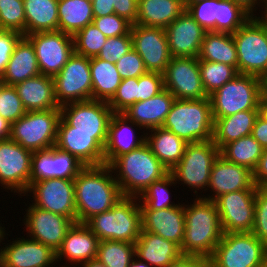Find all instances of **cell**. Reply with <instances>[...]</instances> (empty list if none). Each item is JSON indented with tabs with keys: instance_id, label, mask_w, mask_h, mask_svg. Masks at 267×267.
<instances>
[{
	"instance_id": "56",
	"label": "cell",
	"mask_w": 267,
	"mask_h": 267,
	"mask_svg": "<svg viewBox=\"0 0 267 267\" xmlns=\"http://www.w3.org/2000/svg\"><path fill=\"white\" fill-rule=\"evenodd\" d=\"M167 267H211L209 258L199 255H181Z\"/></svg>"
},
{
	"instance_id": "33",
	"label": "cell",
	"mask_w": 267,
	"mask_h": 267,
	"mask_svg": "<svg viewBox=\"0 0 267 267\" xmlns=\"http://www.w3.org/2000/svg\"><path fill=\"white\" fill-rule=\"evenodd\" d=\"M185 9V0H138L135 24L165 29Z\"/></svg>"
},
{
	"instance_id": "52",
	"label": "cell",
	"mask_w": 267,
	"mask_h": 267,
	"mask_svg": "<svg viewBox=\"0 0 267 267\" xmlns=\"http://www.w3.org/2000/svg\"><path fill=\"white\" fill-rule=\"evenodd\" d=\"M115 65L122 79L138 78L148 72L140 55L133 48L124 54Z\"/></svg>"
},
{
	"instance_id": "30",
	"label": "cell",
	"mask_w": 267,
	"mask_h": 267,
	"mask_svg": "<svg viewBox=\"0 0 267 267\" xmlns=\"http://www.w3.org/2000/svg\"><path fill=\"white\" fill-rule=\"evenodd\" d=\"M134 244L135 257L153 267H167L182 255L177 244L146 231Z\"/></svg>"
},
{
	"instance_id": "20",
	"label": "cell",
	"mask_w": 267,
	"mask_h": 267,
	"mask_svg": "<svg viewBox=\"0 0 267 267\" xmlns=\"http://www.w3.org/2000/svg\"><path fill=\"white\" fill-rule=\"evenodd\" d=\"M84 167L74 155L56 146L34 151L31 156L30 183L49 178L74 180Z\"/></svg>"
},
{
	"instance_id": "11",
	"label": "cell",
	"mask_w": 267,
	"mask_h": 267,
	"mask_svg": "<svg viewBox=\"0 0 267 267\" xmlns=\"http://www.w3.org/2000/svg\"><path fill=\"white\" fill-rule=\"evenodd\" d=\"M220 155L219 148L212 140L188 143L181 160L170 170L174 180L182 181L195 191L208 190L212 166ZM206 188V189H205Z\"/></svg>"
},
{
	"instance_id": "34",
	"label": "cell",
	"mask_w": 267,
	"mask_h": 267,
	"mask_svg": "<svg viewBox=\"0 0 267 267\" xmlns=\"http://www.w3.org/2000/svg\"><path fill=\"white\" fill-rule=\"evenodd\" d=\"M150 132L149 136H147L148 133H145V142L153 154L170 171L181 160L188 143L163 127L150 129Z\"/></svg>"
},
{
	"instance_id": "62",
	"label": "cell",
	"mask_w": 267,
	"mask_h": 267,
	"mask_svg": "<svg viewBox=\"0 0 267 267\" xmlns=\"http://www.w3.org/2000/svg\"><path fill=\"white\" fill-rule=\"evenodd\" d=\"M81 265L83 267H106V265L100 262L97 258L89 260Z\"/></svg>"
},
{
	"instance_id": "47",
	"label": "cell",
	"mask_w": 267,
	"mask_h": 267,
	"mask_svg": "<svg viewBox=\"0 0 267 267\" xmlns=\"http://www.w3.org/2000/svg\"><path fill=\"white\" fill-rule=\"evenodd\" d=\"M26 112L14 86L3 84L0 88V116L12 124Z\"/></svg>"
},
{
	"instance_id": "21",
	"label": "cell",
	"mask_w": 267,
	"mask_h": 267,
	"mask_svg": "<svg viewBox=\"0 0 267 267\" xmlns=\"http://www.w3.org/2000/svg\"><path fill=\"white\" fill-rule=\"evenodd\" d=\"M206 32L185 9L165 28L171 57H198Z\"/></svg>"
},
{
	"instance_id": "65",
	"label": "cell",
	"mask_w": 267,
	"mask_h": 267,
	"mask_svg": "<svg viewBox=\"0 0 267 267\" xmlns=\"http://www.w3.org/2000/svg\"><path fill=\"white\" fill-rule=\"evenodd\" d=\"M262 98L267 100V74L262 78Z\"/></svg>"
},
{
	"instance_id": "12",
	"label": "cell",
	"mask_w": 267,
	"mask_h": 267,
	"mask_svg": "<svg viewBox=\"0 0 267 267\" xmlns=\"http://www.w3.org/2000/svg\"><path fill=\"white\" fill-rule=\"evenodd\" d=\"M55 99L59 107L92 99L90 58L73 53L53 77Z\"/></svg>"
},
{
	"instance_id": "5",
	"label": "cell",
	"mask_w": 267,
	"mask_h": 267,
	"mask_svg": "<svg viewBox=\"0 0 267 267\" xmlns=\"http://www.w3.org/2000/svg\"><path fill=\"white\" fill-rule=\"evenodd\" d=\"M213 116L209 97L175 99L162 125L187 143L212 140Z\"/></svg>"
},
{
	"instance_id": "38",
	"label": "cell",
	"mask_w": 267,
	"mask_h": 267,
	"mask_svg": "<svg viewBox=\"0 0 267 267\" xmlns=\"http://www.w3.org/2000/svg\"><path fill=\"white\" fill-rule=\"evenodd\" d=\"M90 72L92 99L108 102L122 81L115 63L92 57L90 58Z\"/></svg>"
},
{
	"instance_id": "64",
	"label": "cell",
	"mask_w": 267,
	"mask_h": 267,
	"mask_svg": "<svg viewBox=\"0 0 267 267\" xmlns=\"http://www.w3.org/2000/svg\"><path fill=\"white\" fill-rule=\"evenodd\" d=\"M260 115L267 120V100L261 99L260 105H259Z\"/></svg>"
},
{
	"instance_id": "36",
	"label": "cell",
	"mask_w": 267,
	"mask_h": 267,
	"mask_svg": "<svg viewBox=\"0 0 267 267\" xmlns=\"http://www.w3.org/2000/svg\"><path fill=\"white\" fill-rule=\"evenodd\" d=\"M198 59L225 63L238 70L237 48L232 34L207 31L201 44Z\"/></svg>"
},
{
	"instance_id": "14",
	"label": "cell",
	"mask_w": 267,
	"mask_h": 267,
	"mask_svg": "<svg viewBox=\"0 0 267 267\" xmlns=\"http://www.w3.org/2000/svg\"><path fill=\"white\" fill-rule=\"evenodd\" d=\"M33 193V206L68 217L77 223L72 179L49 178L31 182L27 193Z\"/></svg>"
},
{
	"instance_id": "68",
	"label": "cell",
	"mask_w": 267,
	"mask_h": 267,
	"mask_svg": "<svg viewBox=\"0 0 267 267\" xmlns=\"http://www.w3.org/2000/svg\"><path fill=\"white\" fill-rule=\"evenodd\" d=\"M260 267H267V256L265 257L262 265Z\"/></svg>"
},
{
	"instance_id": "4",
	"label": "cell",
	"mask_w": 267,
	"mask_h": 267,
	"mask_svg": "<svg viewBox=\"0 0 267 267\" xmlns=\"http://www.w3.org/2000/svg\"><path fill=\"white\" fill-rule=\"evenodd\" d=\"M137 199L123 196L110 210L94 215L85 224L99 241L135 243L142 231V213Z\"/></svg>"
},
{
	"instance_id": "70",
	"label": "cell",
	"mask_w": 267,
	"mask_h": 267,
	"mask_svg": "<svg viewBox=\"0 0 267 267\" xmlns=\"http://www.w3.org/2000/svg\"><path fill=\"white\" fill-rule=\"evenodd\" d=\"M263 13H264V17L267 19V6H266V10Z\"/></svg>"
},
{
	"instance_id": "57",
	"label": "cell",
	"mask_w": 267,
	"mask_h": 267,
	"mask_svg": "<svg viewBox=\"0 0 267 267\" xmlns=\"http://www.w3.org/2000/svg\"><path fill=\"white\" fill-rule=\"evenodd\" d=\"M253 178L257 187H267V149H263L262 156L253 170Z\"/></svg>"
},
{
	"instance_id": "31",
	"label": "cell",
	"mask_w": 267,
	"mask_h": 267,
	"mask_svg": "<svg viewBox=\"0 0 267 267\" xmlns=\"http://www.w3.org/2000/svg\"><path fill=\"white\" fill-rule=\"evenodd\" d=\"M40 74L34 47L23 36L16 44L6 70L2 75L3 84L14 86L17 83Z\"/></svg>"
},
{
	"instance_id": "53",
	"label": "cell",
	"mask_w": 267,
	"mask_h": 267,
	"mask_svg": "<svg viewBox=\"0 0 267 267\" xmlns=\"http://www.w3.org/2000/svg\"><path fill=\"white\" fill-rule=\"evenodd\" d=\"M164 90L163 74L147 72L138 77V101H144Z\"/></svg>"
},
{
	"instance_id": "26",
	"label": "cell",
	"mask_w": 267,
	"mask_h": 267,
	"mask_svg": "<svg viewBox=\"0 0 267 267\" xmlns=\"http://www.w3.org/2000/svg\"><path fill=\"white\" fill-rule=\"evenodd\" d=\"M175 99L170 91L164 89L152 98L134 103L121 114L137 124L140 129L162 127Z\"/></svg>"
},
{
	"instance_id": "41",
	"label": "cell",
	"mask_w": 267,
	"mask_h": 267,
	"mask_svg": "<svg viewBox=\"0 0 267 267\" xmlns=\"http://www.w3.org/2000/svg\"><path fill=\"white\" fill-rule=\"evenodd\" d=\"M199 70L208 96L239 74L238 70L231 65L204 60H199Z\"/></svg>"
},
{
	"instance_id": "39",
	"label": "cell",
	"mask_w": 267,
	"mask_h": 267,
	"mask_svg": "<svg viewBox=\"0 0 267 267\" xmlns=\"http://www.w3.org/2000/svg\"><path fill=\"white\" fill-rule=\"evenodd\" d=\"M219 151L228 162L245 166L253 171L262 156L263 147L252 135H248L224 145Z\"/></svg>"
},
{
	"instance_id": "44",
	"label": "cell",
	"mask_w": 267,
	"mask_h": 267,
	"mask_svg": "<svg viewBox=\"0 0 267 267\" xmlns=\"http://www.w3.org/2000/svg\"><path fill=\"white\" fill-rule=\"evenodd\" d=\"M107 38L94 23L88 24L73 36L75 53L88 58L97 57Z\"/></svg>"
},
{
	"instance_id": "69",
	"label": "cell",
	"mask_w": 267,
	"mask_h": 267,
	"mask_svg": "<svg viewBox=\"0 0 267 267\" xmlns=\"http://www.w3.org/2000/svg\"><path fill=\"white\" fill-rule=\"evenodd\" d=\"M3 86V78L2 76L0 75V88Z\"/></svg>"
},
{
	"instance_id": "24",
	"label": "cell",
	"mask_w": 267,
	"mask_h": 267,
	"mask_svg": "<svg viewBox=\"0 0 267 267\" xmlns=\"http://www.w3.org/2000/svg\"><path fill=\"white\" fill-rule=\"evenodd\" d=\"M142 231L150 232L170 240L181 247L184 240V205L160 210L141 209Z\"/></svg>"
},
{
	"instance_id": "37",
	"label": "cell",
	"mask_w": 267,
	"mask_h": 267,
	"mask_svg": "<svg viewBox=\"0 0 267 267\" xmlns=\"http://www.w3.org/2000/svg\"><path fill=\"white\" fill-rule=\"evenodd\" d=\"M58 31L74 36L93 23L92 3L88 0H58Z\"/></svg>"
},
{
	"instance_id": "67",
	"label": "cell",
	"mask_w": 267,
	"mask_h": 267,
	"mask_svg": "<svg viewBox=\"0 0 267 267\" xmlns=\"http://www.w3.org/2000/svg\"><path fill=\"white\" fill-rule=\"evenodd\" d=\"M200 1H205V0H185V5H191L192 3H197Z\"/></svg>"
},
{
	"instance_id": "13",
	"label": "cell",
	"mask_w": 267,
	"mask_h": 267,
	"mask_svg": "<svg viewBox=\"0 0 267 267\" xmlns=\"http://www.w3.org/2000/svg\"><path fill=\"white\" fill-rule=\"evenodd\" d=\"M25 37L34 47L40 73L52 78L75 52L73 36L62 31L36 32Z\"/></svg>"
},
{
	"instance_id": "45",
	"label": "cell",
	"mask_w": 267,
	"mask_h": 267,
	"mask_svg": "<svg viewBox=\"0 0 267 267\" xmlns=\"http://www.w3.org/2000/svg\"><path fill=\"white\" fill-rule=\"evenodd\" d=\"M0 26L25 36V11L23 0H0Z\"/></svg>"
},
{
	"instance_id": "48",
	"label": "cell",
	"mask_w": 267,
	"mask_h": 267,
	"mask_svg": "<svg viewBox=\"0 0 267 267\" xmlns=\"http://www.w3.org/2000/svg\"><path fill=\"white\" fill-rule=\"evenodd\" d=\"M130 31L125 35L108 37L97 58L116 63L124 54L132 49Z\"/></svg>"
},
{
	"instance_id": "2",
	"label": "cell",
	"mask_w": 267,
	"mask_h": 267,
	"mask_svg": "<svg viewBox=\"0 0 267 267\" xmlns=\"http://www.w3.org/2000/svg\"><path fill=\"white\" fill-rule=\"evenodd\" d=\"M184 216V240L180 247L182 255L209 258L223 236L215 202L203 197L195 198L192 205H184Z\"/></svg>"
},
{
	"instance_id": "6",
	"label": "cell",
	"mask_w": 267,
	"mask_h": 267,
	"mask_svg": "<svg viewBox=\"0 0 267 267\" xmlns=\"http://www.w3.org/2000/svg\"><path fill=\"white\" fill-rule=\"evenodd\" d=\"M239 74L263 78L267 74V19L250 17L233 34Z\"/></svg>"
},
{
	"instance_id": "27",
	"label": "cell",
	"mask_w": 267,
	"mask_h": 267,
	"mask_svg": "<svg viewBox=\"0 0 267 267\" xmlns=\"http://www.w3.org/2000/svg\"><path fill=\"white\" fill-rule=\"evenodd\" d=\"M133 125L138 127L137 124L127 119L121 113H114L112 115L109 122L107 141L104 146L105 165H110L117 157L129 153L145 143V133L144 137L141 135L137 139L134 134L135 131L131 127Z\"/></svg>"
},
{
	"instance_id": "50",
	"label": "cell",
	"mask_w": 267,
	"mask_h": 267,
	"mask_svg": "<svg viewBox=\"0 0 267 267\" xmlns=\"http://www.w3.org/2000/svg\"><path fill=\"white\" fill-rule=\"evenodd\" d=\"M251 232L267 244V187H257L254 226Z\"/></svg>"
},
{
	"instance_id": "23",
	"label": "cell",
	"mask_w": 267,
	"mask_h": 267,
	"mask_svg": "<svg viewBox=\"0 0 267 267\" xmlns=\"http://www.w3.org/2000/svg\"><path fill=\"white\" fill-rule=\"evenodd\" d=\"M208 188L214 192V197H204L214 201L217 197L238 190H257L253 171L245 166L228 162L221 155L215 160L210 174Z\"/></svg>"
},
{
	"instance_id": "60",
	"label": "cell",
	"mask_w": 267,
	"mask_h": 267,
	"mask_svg": "<svg viewBox=\"0 0 267 267\" xmlns=\"http://www.w3.org/2000/svg\"><path fill=\"white\" fill-rule=\"evenodd\" d=\"M233 3L239 5L244 11H246L251 17H254L253 15V11H255V9L257 7H255L256 5L262 4L264 3L263 8L265 7L266 10V4H265V0H231ZM260 1V2H259ZM259 3V4H258Z\"/></svg>"
},
{
	"instance_id": "59",
	"label": "cell",
	"mask_w": 267,
	"mask_h": 267,
	"mask_svg": "<svg viewBox=\"0 0 267 267\" xmlns=\"http://www.w3.org/2000/svg\"><path fill=\"white\" fill-rule=\"evenodd\" d=\"M94 17H103L115 13L114 6H111V0H95L92 2Z\"/></svg>"
},
{
	"instance_id": "15",
	"label": "cell",
	"mask_w": 267,
	"mask_h": 267,
	"mask_svg": "<svg viewBox=\"0 0 267 267\" xmlns=\"http://www.w3.org/2000/svg\"><path fill=\"white\" fill-rule=\"evenodd\" d=\"M164 89L176 99L209 97L203 87L198 57H172L163 73Z\"/></svg>"
},
{
	"instance_id": "43",
	"label": "cell",
	"mask_w": 267,
	"mask_h": 267,
	"mask_svg": "<svg viewBox=\"0 0 267 267\" xmlns=\"http://www.w3.org/2000/svg\"><path fill=\"white\" fill-rule=\"evenodd\" d=\"M251 16L231 0H217L215 32L233 34Z\"/></svg>"
},
{
	"instance_id": "29",
	"label": "cell",
	"mask_w": 267,
	"mask_h": 267,
	"mask_svg": "<svg viewBox=\"0 0 267 267\" xmlns=\"http://www.w3.org/2000/svg\"><path fill=\"white\" fill-rule=\"evenodd\" d=\"M14 88L26 111L60 109L50 76L40 74L15 84Z\"/></svg>"
},
{
	"instance_id": "7",
	"label": "cell",
	"mask_w": 267,
	"mask_h": 267,
	"mask_svg": "<svg viewBox=\"0 0 267 267\" xmlns=\"http://www.w3.org/2000/svg\"><path fill=\"white\" fill-rule=\"evenodd\" d=\"M213 119L246 110H259L262 99V78L238 74L209 95Z\"/></svg>"
},
{
	"instance_id": "40",
	"label": "cell",
	"mask_w": 267,
	"mask_h": 267,
	"mask_svg": "<svg viewBox=\"0 0 267 267\" xmlns=\"http://www.w3.org/2000/svg\"><path fill=\"white\" fill-rule=\"evenodd\" d=\"M135 257V244L116 241H99L97 259L106 267H128Z\"/></svg>"
},
{
	"instance_id": "58",
	"label": "cell",
	"mask_w": 267,
	"mask_h": 267,
	"mask_svg": "<svg viewBox=\"0 0 267 267\" xmlns=\"http://www.w3.org/2000/svg\"><path fill=\"white\" fill-rule=\"evenodd\" d=\"M251 135L263 149H267V120L260 114L255 121Z\"/></svg>"
},
{
	"instance_id": "54",
	"label": "cell",
	"mask_w": 267,
	"mask_h": 267,
	"mask_svg": "<svg viewBox=\"0 0 267 267\" xmlns=\"http://www.w3.org/2000/svg\"><path fill=\"white\" fill-rule=\"evenodd\" d=\"M23 37L22 34L15 31L4 30L0 34V75L6 70L8 61L15 49L18 41Z\"/></svg>"
},
{
	"instance_id": "71",
	"label": "cell",
	"mask_w": 267,
	"mask_h": 267,
	"mask_svg": "<svg viewBox=\"0 0 267 267\" xmlns=\"http://www.w3.org/2000/svg\"><path fill=\"white\" fill-rule=\"evenodd\" d=\"M4 30L2 29V27L0 26V34L3 32Z\"/></svg>"
},
{
	"instance_id": "25",
	"label": "cell",
	"mask_w": 267,
	"mask_h": 267,
	"mask_svg": "<svg viewBox=\"0 0 267 267\" xmlns=\"http://www.w3.org/2000/svg\"><path fill=\"white\" fill-rule=\"evenodd\" d=\"M98 244V237L85 223H74L56 251V261L64 257L75 265L83 264L97 257Z\"/></svg>"
},
{
	"instance_id": "10",
	"label": "cell",
	"mask_w": 267,
	"mask_h": 267,
	"mask_svg": "<svg viewBox=\"0 0 267 267\" xmlns=\"http://www.w3.org/2000/svg\"><path fill=\"white\" fill-rule=\"evenodd\" d=\"M60 109L27 111L11 124L9 138L32 152L49 149L56 144Z\"/></svg>"
},
{
	"instance_id": "51",
	"label": "cell",
	"mask_w": 267,
	"mask_h": 267,
	"mask_svg": "<svg viewBox=\"0 0 267 267\" xmlns=\"http://www.w3.org/2000/svg\"><path fill=\"white\" fill-rule=\"evenodd\" d=\"M93 23L106 37L125 35L132 26L129 21L115 13L103 17H94Z\"/></svg>"
},
{
	"instance_id": "49",
	"label": "cell",
	"mask_w": 267,
	"mask_h": 267,
	"mask_svg": "<svg viewBox=\"0 0 267 267\" xmlns=\"http://www.w3.org/2000/svg\"><path fill=\"white\" fill-rule=\"evenodd\" d=\"M190 15L206 30L215 32L217 0H205L185 5Z\"/></svg>"
},
{
	"instance_id": "61",
	"label": "cell",
	"mask_w": 267,
	"mask_h": 267,
	"mask_svg": "<svg viewBox=\"0 0 267 267\" xmlns=\"http://www.w3.org/2000/svg\"><path fill=\"white\" fill-rule=\"evenodd\" d=\"M11 124L0 116V140L8 139L10 136Z\"/></svg>"
},
{
	"instance_id": "17",
	"label": "cell",
	"mask_w": 267,
	"mask_h": 267,
	"mask_svg": "<svg viewBox=\"0 0 267 267\" xmlns=\"http://www.w3.org/2000/svg\"><path fill=\"white\" fill-rule=\"evenodd\" d=\"M32 151L10 138L0 140V183L14 193L26 194L30 186Z\"/></svg>"
},
{
	"instance_id": "32",
	"label": "cell",
	"mask_w": 267,
	"mask_h": 267,
	"mask_svg": "<svg viewBox=\"0 0 267 267\" xmlns=\"http://www.w3.org/2000/svg\"><path fill=\"white\" fill-rule=\"evenodd\" d=\"M260 110H246L213 119L212 141L219 150L226 144L252 134Z\"/></svg>"
},
{
	"instance_id": "3",
	"label": "cell",
	"mask_w": 267,
	"mask_h": 267,
	"mask_svg": "<svg viewBox=\"0 0 267 267\" xmlns=\"http://www.w3.org/2000/svg\"><path fill=\"white\" fill-rule=\"evenodd\" d=\"M109 166L116 173L114 178L122 196L129 197H139L149 185L170 172L146 142L117 157Z\"/></svg>"
},
{
	"instance_id": "8",
	"label": "cell",
	"mask_w": 267,
	"mask_h": 267,
	"mask_svg": "<svg viewBox=\"0 0 267 267\" xmlns=\"http://www.w3.org/2000/svg\"><path fill=\"white\" fill-rule=\"evenodd\" d=\"M60 110L57 132L95 133V139L105 146L109 122L114 114L107 102L79 101L65 104Z\"/></svg>"
},
{
	"instance_id": "63",
	"label": "cell",
	"mask_w": 267,
	"mask_h": 267,
	"mask_svg": "<svg viewBox=\"0 0 267 267\" xmlns=\"http://www.w3.org/2000/svg\"><path fill=\"white\" fill-rule=\"evenodd\" d=\"M128 267H152V266H150L148 263L144 261L139 260L137 257H134Z\"/></svg>"
},
{
	"instance_id": "1",
	"label": "cell",
	"mask_w": 267,
	"mask_h": 267,
	"mask_svg": "<svg viewBox=\"0 0 267 267\" xmlns=\"http://www.w3.org/2000/svg\"><path fill=\"white\" fill-rule=\"evenodd\" d=\"M112 173L109 165L85 166L75 177L77 223L110 210L123 197Z\"/></svg>"
},
{
	"instance_id": "28",
	"label": "cell",
	"mask_w": 267,
	"mask_h": 267,
	"mask_svg": "<svg viewBox=\"0 0 267 267\" xmlns=\"http://www.w3.org/2000/svg\"><path fill=\"white\" fill-rule=\"evenodd\" d=\"M55 146L74 155L84 166L104 165V146L95 133L57 132Z\"/></svg>"
},
{
	"instance_id": "42",
	"label": "cell",
	"mask_w": 267,
	"mask_h": 267,
	"mask_svg": "<svg viewBox=\"0 0 267 267\" xmlns=\"http://www.w3.org/2000/svg\"><path fill=\"white\" fill-rule=\"evenodd\" d=\"M176 184L172 174L169 172L163 178L154 181L149 185L145 191L138 197L141 209H154L160 210L164 208H170L178 206L175 203L171 204L170 191L168 186Z\"/></svg>"
},
{
	"instance_id": "66",
	"label": "cell",
	"mask_w": 267,
	"mask_h": 267,
	"mask_svg": "<svg viewBox=\"0 0 267 267\" xmlns=\"http://www.w3.org/2000/svg\"><path fill=\"white\" fill-rule=\"evenodd\" d=\"M5 231H4V228H2V226L0 225V242L1 240H4V236H5Z\"/></svg>"
},
{
	"instance_id": "18",
	"label": "cell",
	"mask_w": 267,
	"mask_h": 267,
	"mask_svg": "<svg viewBox=\"0 0 267 267\" xmlns=\"http://www.w3.org/2000/svg\"><path fill=\"white\" fill-rule=\"evenodd\" d=\"M132 47L140 55L148 72L163 74L171 60L165 29L132 24Z\"/></svg>"
},
{
	"instance_id": "35",
	"label": "cell",
	"mask_w": 267,
	"mask_h": 267,
	"mask_svg": "<svg viewBox=\"0 0 267 267\" xmlns=\"http://www.w3.org/2000/svg\"><path fill=\"white\" fill-rule=\"evenodd\" d=\"M25 36L58 31V0H23Z\"/></svg>"
},
{
	"instance_id": "55",
	"label": "cell",
	"mask_w": 267,
	"mask_h": 267,
	"mask_svg": "<svg viewBox=\"0 0 267 267\" xmlns=\"http://www.w3.org/2000/svg\"><path fill=\"white\" fill-rule=\"evenodd\" d=\"M115 14L135 24L138 17V0H111Z\"/></svg>"
},
{
	"instance_id": "46",
	"label": "cell",
	"mask_w": 267,
	"mask_h": 267,
	"mask_svg": "<svg viewBox=\"0 0 267 267\" xmlns=\"http://www.w3.org/2000/svg\"><path fill=\"white\" fill-rule=\"evenodd\" d=\"M138 102V78L122 79L113 97L107 102L113 113H122Z\"/></svg>"
},
{
	"instance_id": "19",
	"label": "cell",
	"mask_w": 267,
	"mask_h": 267,
	"mask_svg": "<svg viewBox=\"0 0 267 267\" xmlns=\"http://www.w3.org/2000/svg\"><path fill=\"white\" fill-rule=\"evenodd\" d=\"M24 224L29 237L51 247L55 252L61 246L68 230L75 223L68 217L32 204L27 208Z\"/></svg>"
},
{
	"instance_id": "9",
	"label": "cell",
	"mask_w": 267,
	"mask_h": 267,
	"mask_svg": "<svg viewBox=\"0 0 267 267\" xmlns=\"http://www.w3.org/2000/svg\"><path fill=\"white\" fill-rule=\"evenodd\" d=\"M267 256V244L252 232L223 233L209 257L211 267H260Z\"/></svg>"
},
{
	"instance_id": "16",
	"label": "cell",
	"mask_w": 267,
	"mask_h": 267,
	"mask_svg": "<svg viewBox=\"0 0 267 267\" xmlns=\"http://www.w3.org/2000/svg\"><path fill=\"white\" fill-rule=\"evenodd\" d=\"M256 190H238L217 197L223 233L251 232L254 226Z\"/></svg>"
},
{
	"instance_id": "22",
	"label": "cell",
	"mask_w": 267,
	"mask_h": 267,
	"mask_svg": "<svg viewBox=\"0 0 267 267\" xmlns=\"http://www.w3.org/2000/svg\"><path fill=\"white\" fill-rule=\"evenodd\" d=\"M12 242L0 249V267H51L57 262L56 252L41 242L32 238Z\"/></svg>"
}]
</instances>
